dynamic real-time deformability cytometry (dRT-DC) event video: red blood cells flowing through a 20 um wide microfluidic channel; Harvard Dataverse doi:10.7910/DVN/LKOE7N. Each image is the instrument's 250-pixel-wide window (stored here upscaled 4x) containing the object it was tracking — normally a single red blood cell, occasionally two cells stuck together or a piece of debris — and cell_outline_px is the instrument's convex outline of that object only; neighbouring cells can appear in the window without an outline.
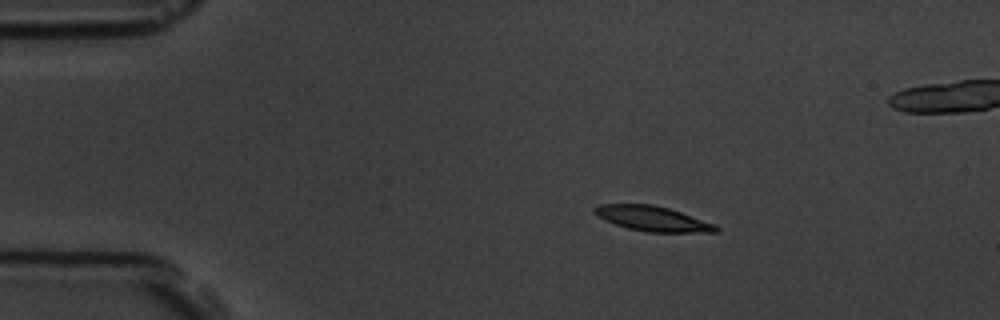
{"species": "common noctule bat (a hibernating species)", "species_latin": "Nyctalus noctula", "temperature_condition": "room temperature", "stored_images_in_passage": 4, "camera_frame_rate_fps": 3000, "um_per_image_px": 0.085, "animal": {"sex": "male", "body_mass_g": 19.5, "forearm_length_mm": 54.6}, "frame": {"image": 1, "passage_image": 2, "time_ms": 1.0, "image_size_px": [1000, 320], "cell_outline_px": [[720, 232], [648, 232], [628, 228], [604, 220], [596, 216], [592, 212], [592, 208], [600, 204], [652, 204], [668, 208], [716, 224], [720, 228]], "centroid_in_image_um": [55.45, 18.58], "position_along_channel_um": 29.5, "area_um2": 17.74}}